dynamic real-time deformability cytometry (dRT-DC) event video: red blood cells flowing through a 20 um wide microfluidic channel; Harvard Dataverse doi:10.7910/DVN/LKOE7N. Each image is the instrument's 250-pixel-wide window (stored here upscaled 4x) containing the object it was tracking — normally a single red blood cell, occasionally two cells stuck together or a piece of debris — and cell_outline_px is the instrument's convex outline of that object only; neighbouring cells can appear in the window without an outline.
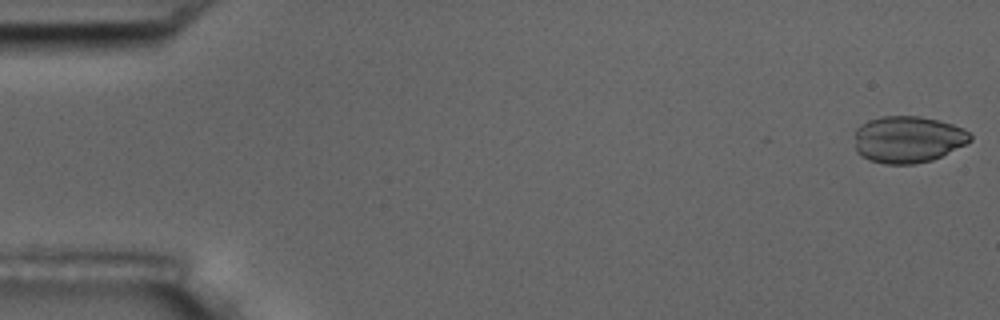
{"species": "common noctule bat (a hibernating species)", "species_latin": "Nyctalus noctula", "temperature_condition": "room temperature", "stored_images_in_passage": 56, "camera_frame_rate_fps": 3000, "um_per_image_px": 0.085, "animal": {"sex": "male", "body_mass_g": 17.5, "forearm_length_mm": 52.3}, "frame": {"image": 1, "passage_image": 1, "time_ms": 0.0, "image_size_px": [1000, 320], "cell_outline_px": [[972, 140], [932, 160], [912, 164], [884, 164], [868, 160], [860, 156], [856, 152], [856, 128], [860, 124], [868, 120], [884, 116], [920, 116], [952, 124], [964, 128], [972, 136]], "centroid_in_image_um": [77.14, 11.85], "position_along_channel_um": 7.9, "area_um2": 31.44}}
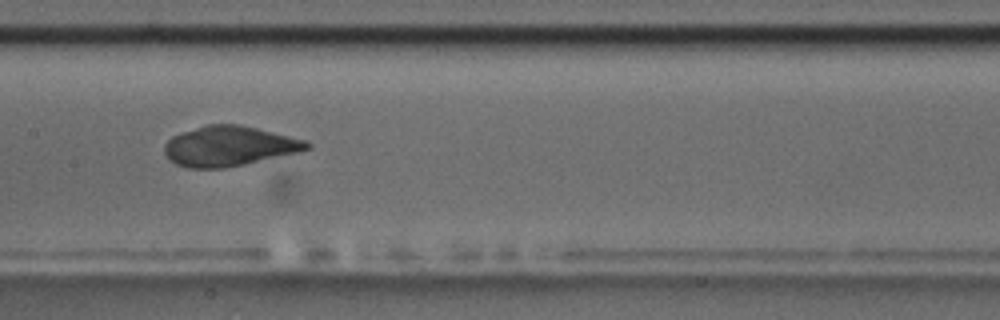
{"frame": {"image": 2, "passage_image": 28, "time_ms": 9.0, "image_size_px": [1000, 320], "cell_outline_px": [[312, 148], [300, 152], [244, 164], [224, 168], [188, 168], [176, 164], [168, 160], [164, 152], [164, 144], [172, 136], [180, 132], [208, 124], [240, 124], [304, 140], [312, 144]], "centroid_in_image_um": [19.45, 12.42], "position_along_channel_um": 188.0, "area_um2": 33.23}}
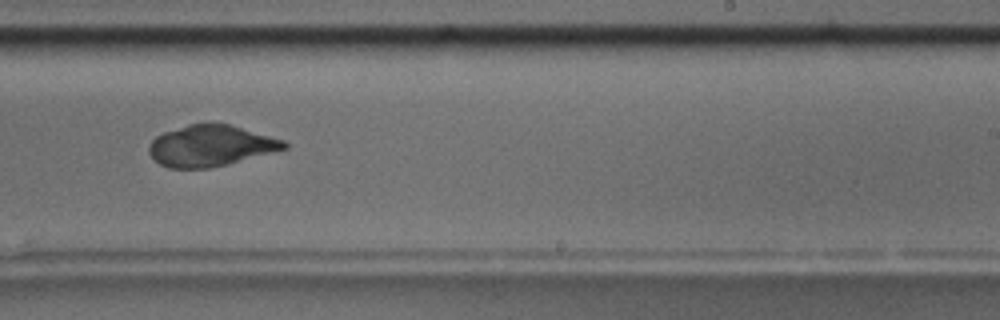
{"frame": {"image": 3, "passage_image": 35, "time_ms": 11.333, "image_size_px": [1000, 320], "cell_outline_px": [[288, 148], [228, 164], [208, 168], [168, 168], [160, 164], [148, 152], [148, 144], [156, 136], [164, 132], [188, 124], [204, 120], [228, 124], [284, 140], [288, 144]], "centroid_in_image_um": [17.88, 12.36], "position_along_channel_um": 271.1, "area_um2": 32.66}}